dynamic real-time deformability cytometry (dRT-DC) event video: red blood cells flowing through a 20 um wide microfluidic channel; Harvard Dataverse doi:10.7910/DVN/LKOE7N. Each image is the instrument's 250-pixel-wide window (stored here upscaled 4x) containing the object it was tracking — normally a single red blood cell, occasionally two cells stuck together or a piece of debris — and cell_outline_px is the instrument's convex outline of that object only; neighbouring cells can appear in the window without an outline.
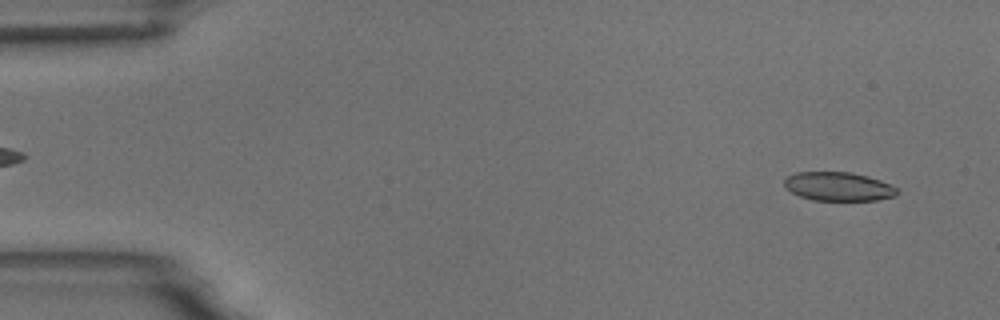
{"species": "common noctule bat (a hibernating species)", "species_latin": "Nyctalus noctula", "temperature_condition": "room temperature", "stored_images_in_passage": 5, "camera_frame_rate_fps": 3000, "um_per_image_px": 0.085, "animal": {"sex": "male", "body_mass_g": 18.8}, "frame": {"image": 1, "passage_image": 1, "time_ms": 0.0, "image_size_px": [1000, 320], "cell_outline_px": [[900, 192], [896, 196], [876, 200], [812, 200], [800, 196], [784, 188], [784, 180], [788, 176], [796, 172], [848, 172], [868, 176], [880, 180], [896, 188]], "centroid_in_image_um": [71.25, 15.85], "position_along_channel_um": 13.7, "area_um2": 18.9}}
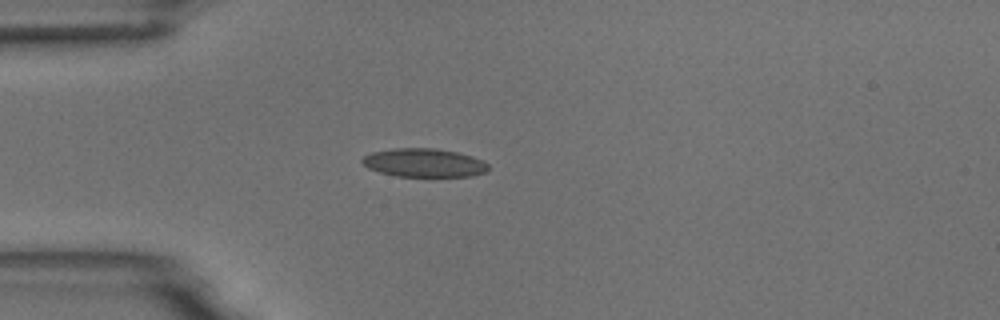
{"frame": {"image": 2, "passage_image": 4, "time_ms": 3.667, "image_size_px": [1000, 320], "cell_outline_px": [[488, 172], [472, 176], [396, 176], [380, 172], [368, 168], [360, 160], [364, 156], [372, 152], [392, 148], [436, 148], [456, 152], [472, 156], [484, 160], [488, 164]], "centroid_in_image_um": [36.07, 13.83], "position_along_channel_um": 48.9, "area_um2": 21.04}}